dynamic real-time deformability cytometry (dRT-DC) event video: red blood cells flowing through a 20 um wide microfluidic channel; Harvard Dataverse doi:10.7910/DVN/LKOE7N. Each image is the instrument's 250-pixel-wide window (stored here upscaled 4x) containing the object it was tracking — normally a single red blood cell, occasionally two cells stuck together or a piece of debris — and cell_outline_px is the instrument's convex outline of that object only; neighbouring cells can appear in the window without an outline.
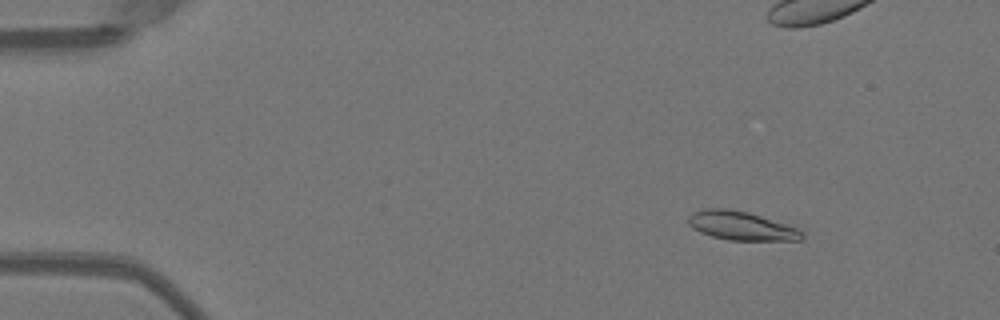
{"species": "Egyptian fruit bat (a non-hibernating species)", "species_latin": "Rousettus aegyptiacus", "temperature_condition": "warm", "stored_images_in_passage": 53, "camera_frame_rate_fps": 3000, "um_per_image_px": 0.085, "animal": {"sex": "female"}, "frame": {"image": 1, "passage_image": 7, "time_ms": 2.0, "image_size_px": [1000, 320], "cell_outline_px": [[804, 240], [728, 240], [712, 236], [700, 232], [692, 228], [688, 224], [688, 216], [692, 212], [704, 208], [724, 208], [748, 212], [796, 228], [804, 232]], "centroid_in_image_um": [62.97, 19.19], "position_along_channel_um": 22.0, "area_um2": 18.96}}
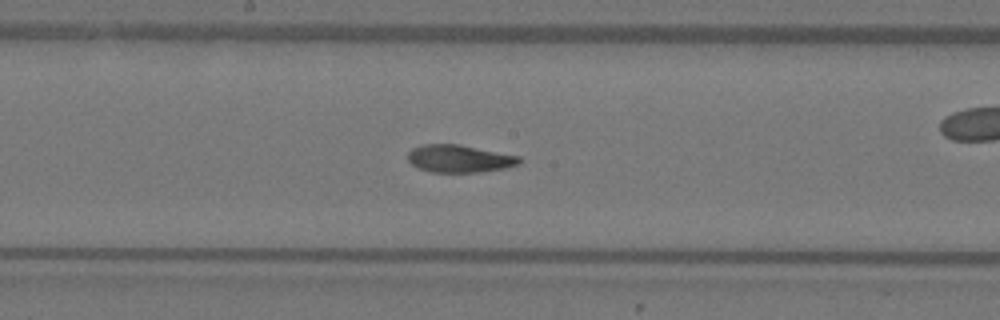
{"frame": {"image": 2, "passage_image": 28, "time_ms": 9.0, "image_size_px": [1000, 320], "cell_outline_px": [[524, 160], [520, 164], [504, 168], [480, 172], [432, 172], [420, 168], [412, 164], [408, 160], [408, 152], [412, 148], [420, 144], [460, 144], [520, 156]], "centroid_in_image_um": [39.07, 13.47], "position_along_channel_um": 209.1, "area_um2": 18.03}}
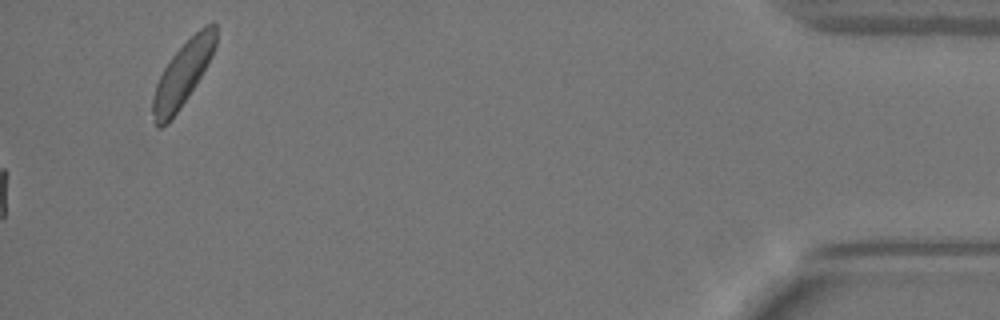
{"frame": {"image": 3, "passage_image": 53, "time_ms": 17.333, "image_size_px": [1000, 320], "cell_outline_px": [[216, 44], [196, 84], [180, 108], [168, 124], [160, 128], [156, 128], [152, 120], [152, 96], [156, 84], [164, 68], [172, 56], [204, 24], [212, 20], [216, 24]], "centroid_in_image_um": [15.49, 6.33], "position_along_channel_um": 419.7, "area_um2": 23.24}, "authors_computed_cell_mechanics": {"area_um2": 18.4382, "velocity_mm_per_s": 3.9818, "shape_relaxation_time_tau1_ms": 7.7791, "shape_relaxation_time_tau2_ms": 2.2181, "deformation_change_tau1": 0.2437, "deformation_change_tau2": 0.0805}}